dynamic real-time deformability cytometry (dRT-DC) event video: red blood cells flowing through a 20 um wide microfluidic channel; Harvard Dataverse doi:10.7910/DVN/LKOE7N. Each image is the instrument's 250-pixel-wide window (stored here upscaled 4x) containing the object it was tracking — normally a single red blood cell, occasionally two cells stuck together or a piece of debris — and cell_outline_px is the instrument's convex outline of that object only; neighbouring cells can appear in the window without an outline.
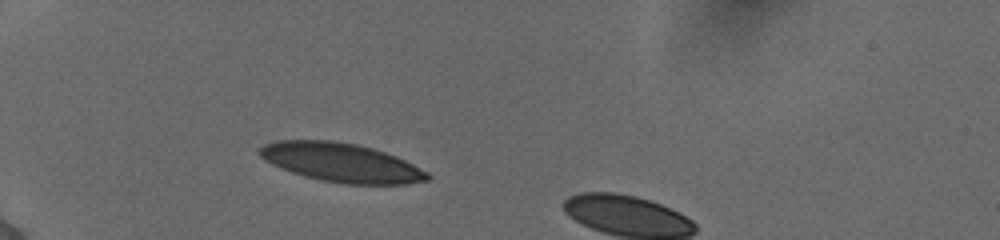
{"species": "human", "species_latin": "Homo sapiens", "temperature_condition": "cold", "stored_images_in_passage": 7, "camera_frame_rate_fps": 3000, "um_per_image_px": 0.085, "donor": {"sex": "female"}, "frame": {"image": 1, "passage_image": 1, "time_ms": 0.0, "image_size_px": [1000, 240], "cell_outline_px": [[432, 176], [428, 180], [408, 184], [344, 184], [320, 180], [304, 176], [280, 168], [264, 160], [260, 156], [260, 148], [264, 144], [276, 140], [332, 140], [356, 144], [372, 148], [396, 156], [428, 172]], "centroid_in_image_um": [29.0, 13.82], "position_along_channel_um": 56.0, "area_um2": 38.03}}
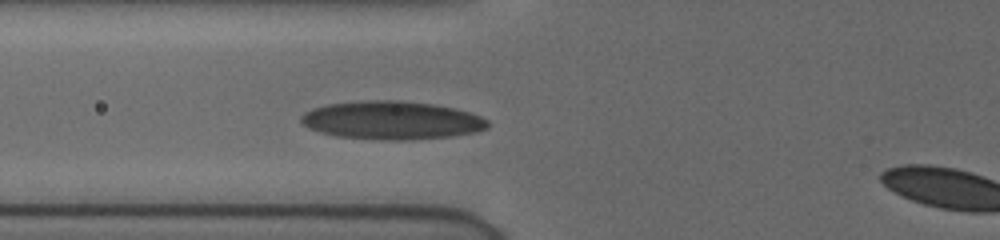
{"frame": {"image": 2, "passage_image": 6, "time_ms": 1.667, "image_size_px": [1000, 240], "cell_outline_px": [[488, 128], [476, 132], [452, 136], [404, 140], [388, 140], [336, 136], [320, 132], [308, 128], [300, 120], [300, 116], [304, 112], [312, 108], [328, 104], [372, 100], [400, 100], [432, 104], [456, 108], [480, 116], [488, 120]], "centroid_in_image_um": [33.3, 10.22], "position_along_channel_um": 92.5, "area_um2": 41.56}}